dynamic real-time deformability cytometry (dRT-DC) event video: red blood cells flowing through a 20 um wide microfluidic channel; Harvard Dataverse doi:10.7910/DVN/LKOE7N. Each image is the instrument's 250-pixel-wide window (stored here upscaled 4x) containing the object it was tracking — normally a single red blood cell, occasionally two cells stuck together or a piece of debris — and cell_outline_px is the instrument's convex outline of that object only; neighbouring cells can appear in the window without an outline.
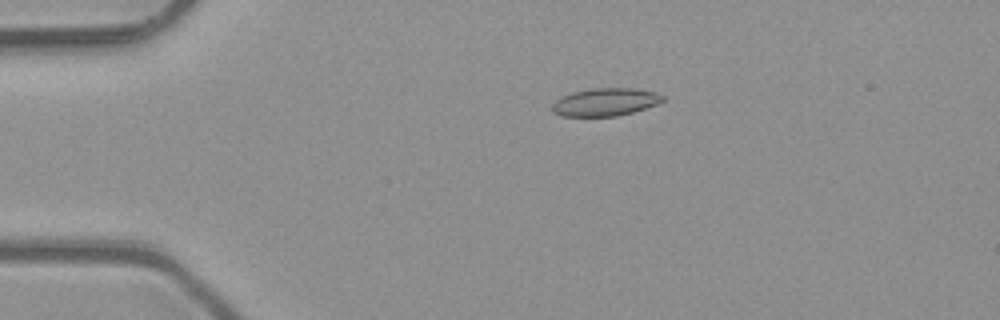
{"species": "common noctule bat (a hibernating species)", "species_latin": "Nyctalus noctula", "temperature_condition": "room temperature", "stored_images_in_passage": 51, "camera_frame_rate_fps": 3000, "um_per_image_px": 0.085, "animal": {"sex": "male", "body_mass_g": 23.1, "forearm_length_mm": 52.7}, "frame": {"image": 1, "passage_image": 11, "time_ms": 3.333, "image_size_px": [1000, 320], "cell_outline_px": [[664, 100], [656, 104], [632, 112], [616, 116], [560, 116], [552, 112], [552, 104], [560, 96], [572, 92], [592, 88], [632, 88], [656, 92], [664, 96]], "centroid_in_image_um": [51.4, 8.67], "position_along_channel_um": 33.6, "area_um2": 17.92}}
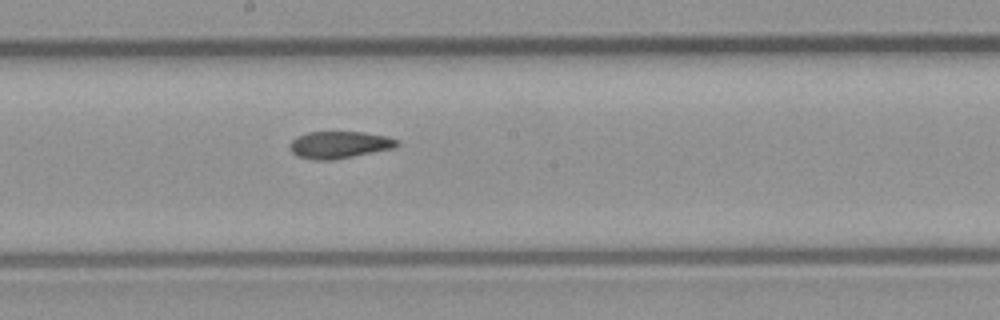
{"frame": {"image": 2, "passage_image": 28, "time_ms": 9.0, "image_size_px": [1000, 320], "cell_outline_px": [[400, 144], [396, 148], [332, 160], [316, 160], [296, 156], [288, 148], [288, 144], [296, 136], [308, 132], [364, 132], [384, 136], [396, 140]], "centroid_in_image_um": [28.8, 12.31], "position_along_channel_um": 219.4, "area_um2": 16.99}}
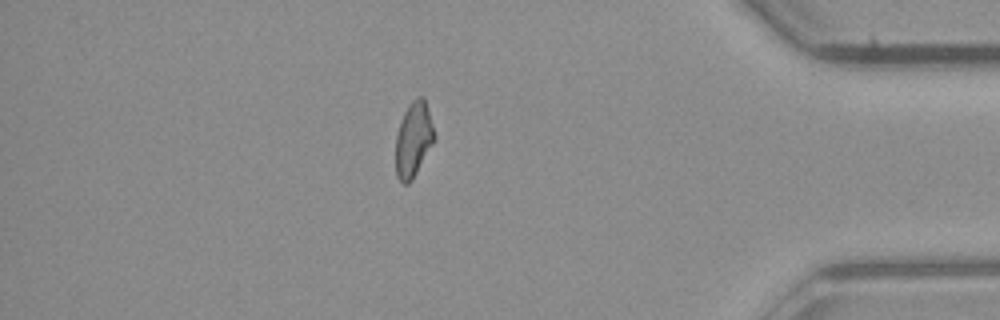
{"frame": {"image": 3, "passage_image": 44, "time_ms": 14.333, "image_size_px": [1000, 320], "cell_outline_px": [[436, 140], [412, 180], [408, 184], [404, 184], [396, 176], [396, 136], [404, 112], [408, 104], [416, 96], [424, 96], [436, 136]], "centroid_in_image_um": [35.17, 11.85], "position_along_channel_um": 400.0, "area_um2": 17.05}, "authors_computed_cell_mechanics": {"area_um2": 17.3978, "velocity_mm_per_s": 4.1095, "shape_relaxation_time_tau1_ms": null, "shape_relaxation_time_tau2_ms": 3.9929, "deformation_change_tau1": null, "deformation_change_tau2": 0.0946}}